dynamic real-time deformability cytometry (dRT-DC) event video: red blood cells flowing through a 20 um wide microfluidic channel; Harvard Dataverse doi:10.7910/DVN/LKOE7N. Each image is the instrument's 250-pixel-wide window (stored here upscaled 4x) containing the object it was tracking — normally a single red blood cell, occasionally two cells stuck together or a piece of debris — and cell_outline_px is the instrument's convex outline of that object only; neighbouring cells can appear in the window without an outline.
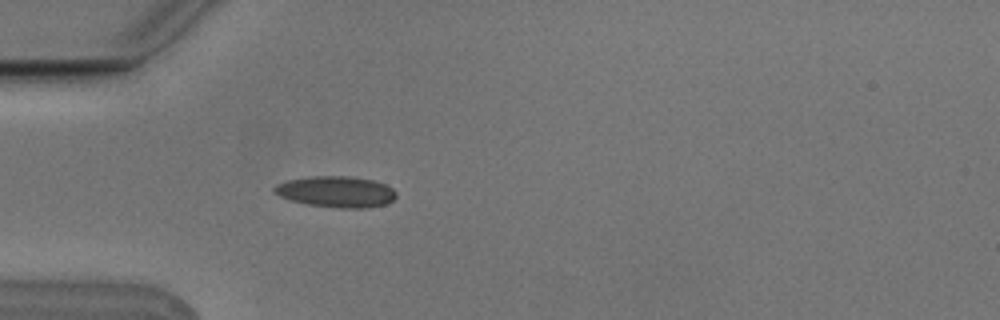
{"species": "Egyptian fruit bat (a non-hibernating species)", "species_latin": "Rousettus aegyptiacus", "temperature_condition": "cold", "stored_images_in_passage": 5, "camera_frame_rate_fps": 3000, "um_per_image_px": 0.085, "animal": {"sex": "male"}, "frame": {"image": 1, "passage_image": 5, "time_ms": 1.333, "image_size_px": [1000, 320], "cell_outline_px": [[396, 196], [392, 200], [384, 204], [368, 208], [340, 208], [308, 204], [292, 200], [280, 196], [272, 192], [272, 188], [276, 184], [288, 180], [312, 176], [348, 176], [372, 180], [384, 184], [392, 188], [396, 192]], "centroid_in_image_um": [28.55, 16.29], "position_along_channel_um": 56.4, "area_um2": 21.96}}